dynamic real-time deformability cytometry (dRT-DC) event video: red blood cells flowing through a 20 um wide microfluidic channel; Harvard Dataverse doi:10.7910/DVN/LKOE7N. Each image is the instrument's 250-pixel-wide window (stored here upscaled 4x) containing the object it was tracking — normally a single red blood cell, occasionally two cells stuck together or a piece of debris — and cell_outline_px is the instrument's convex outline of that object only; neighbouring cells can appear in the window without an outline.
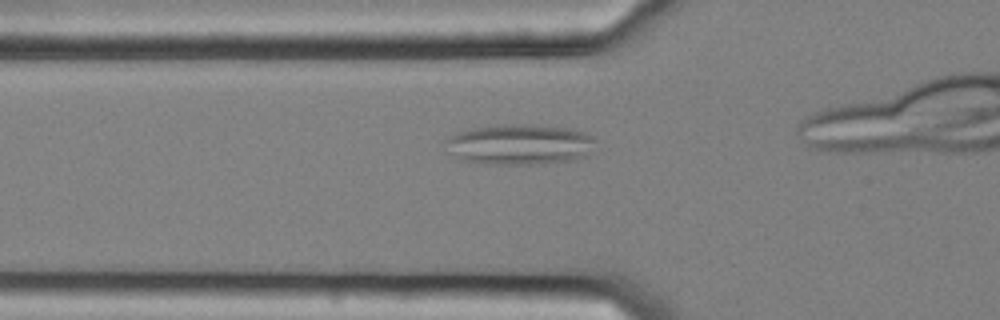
{"species": "common noctule bat (a hibernating species)", "species_latin": "Nyctalus noctula", "temperature_condition": "cold", "stored_images_in_passage": 9, "camera_frame_rate_fps": 3000, "um_per_image_px": 0.085, "animal": {"sex": "female", "body_mass_g": 25.1}, "frame": {"image": 1, "passage_image": 4, "time_ms": 1.0, "image_size_px": [1000, 320], "cell_outline_px": [[596, 140], [588, 156], [572, 160], [532, 164], [488, 164], [464, 160], [456, 156], [444, 140], [460, 132], [472, 128], [500, 124], [532, 124], [568, 128], [584, 132], [592, 136]], "centroid_in_image_um": [44.24, 12.26], "position_along_channel_um": 81.6, "area_um2": 35.14}}